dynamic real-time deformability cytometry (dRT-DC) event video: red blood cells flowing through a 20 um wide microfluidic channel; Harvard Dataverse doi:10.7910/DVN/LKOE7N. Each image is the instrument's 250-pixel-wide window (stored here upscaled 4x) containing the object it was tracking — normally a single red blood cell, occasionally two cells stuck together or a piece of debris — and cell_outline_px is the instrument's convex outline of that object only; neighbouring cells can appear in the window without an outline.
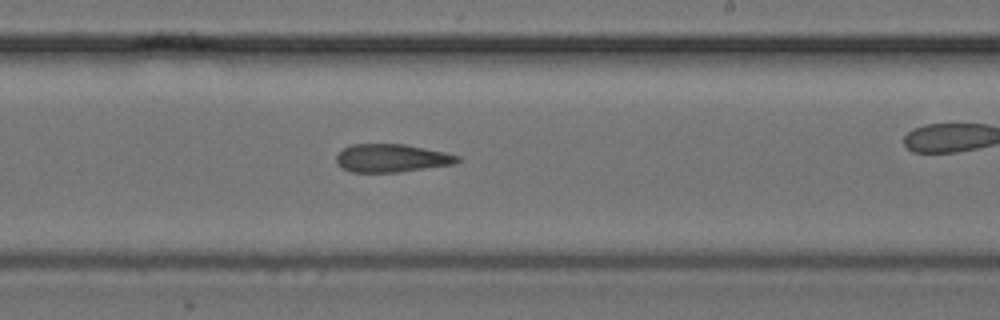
{"species": "common noctule bat (a hibernating species)", "species_latin": "Nyctalus noctula", "temperature_condition": "cold", "stored_images_in_passage": 35, "camera_frame_rate_fps": 3000, "um_per_image_px": 0.085, "animal": {"sex": "female", "body_mass_g": 24.6, "forearm_length_mm": 56.2}, "frame": {"image": 1, "passage_image": 20, "time_ms": 6.333, "image_size_px": [1000, 320], "cell_outline_px": [[460, 160], [456, 164], [400, 172], [352, 172], [344, 168], [336, 160], [336, 156], [344, 148], [352, 144], [404, 144], [444, 152], [460, 156]], "centroid_in_image_um": [33.33, 13.44], "position_along_channel_um": 255.7, "area_um2": 19.71}}
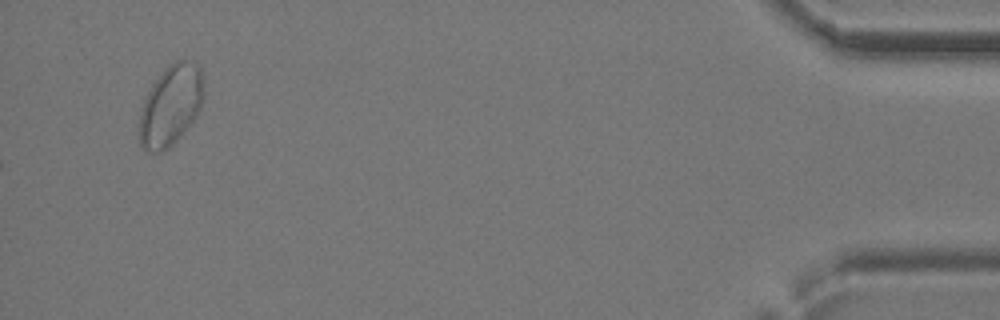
{"frame": {"image": 2, "passage_image": 35, "time_ms": 11.333, "image_size_px": [1000, 320], "cell_outline_px": [[204, 100], [196, 116], [176, 140], [168, 148], [160, 152], [144, 152], [140, 148], [136, 132], [140, 112], [144, 100], [152, 84], [168, 64], [176, 60], [196, 60], [200, 64], [204, 84]], "centroid_in_image_um": [14.49, 8.96], "position_along_channel_um": 420.7, "area_um2": 31.04}}